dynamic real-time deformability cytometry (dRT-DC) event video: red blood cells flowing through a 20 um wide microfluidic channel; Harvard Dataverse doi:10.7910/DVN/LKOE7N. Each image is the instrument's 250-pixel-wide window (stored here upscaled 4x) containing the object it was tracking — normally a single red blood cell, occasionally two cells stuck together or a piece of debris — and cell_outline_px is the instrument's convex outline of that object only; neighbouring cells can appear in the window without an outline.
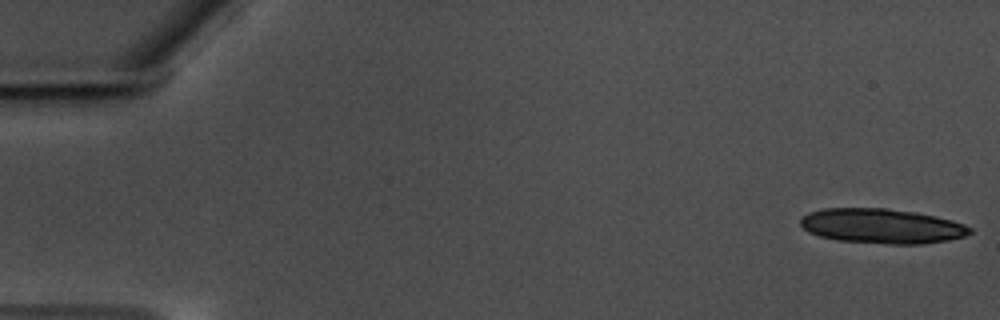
{"species": "common noctule bat (a hibernating species)", "species_latin": "Nyctalus noctula", "temperature_condition": "warm", "stored_images_in_passage": 17, "camera_frame_rate_fps": 3000, "um_per_image_px": 0.085, "animal": {"sex": "male", "body_mass_g": 17.5, "forearm_length_mm": 52.3}, "frame": {"image": 1, "passage_image": 1, "time_ms": 0.0, "image_size_px": [1000, 320], "cell_outline_px": [[972, 232], [964, 236], [948, 240], [920, 244], [888, 244], [836, 240], [820, 236], [808, 232], [800, 224], [800, 220], [808, 212], [824, 208], [884, 208], [916, 212], [936, 216], [952, 220], [964, 224], [972, 228]], "centroid_in_image_um": [74.95, 19.21], "position_along_channel_um": 10.0, "area_um2": 34.39}}